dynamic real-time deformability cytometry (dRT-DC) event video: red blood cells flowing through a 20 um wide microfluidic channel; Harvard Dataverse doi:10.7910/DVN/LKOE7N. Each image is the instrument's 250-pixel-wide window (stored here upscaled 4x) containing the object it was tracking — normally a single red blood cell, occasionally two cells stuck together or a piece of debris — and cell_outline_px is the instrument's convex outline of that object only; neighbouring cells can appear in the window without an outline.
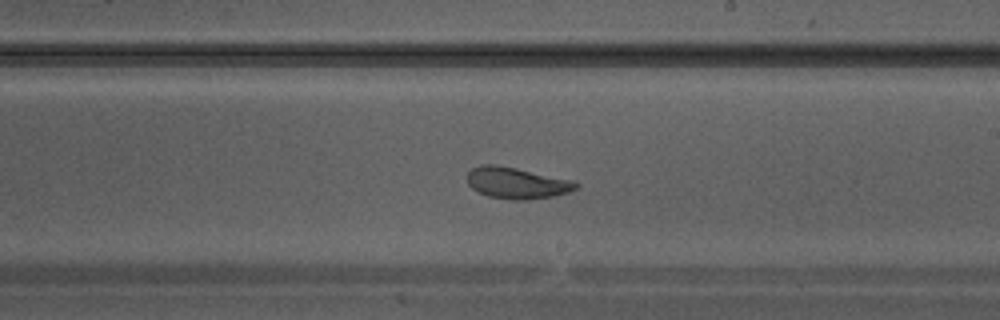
{"species": "Egyptian fruit bat (a non-hibernating species)", "species_latin": "Rousettus aegyptiacus", "temperature_condition": "warm", "stored_images_in_passage": 33, "camera_frame_rate_fps": 3000, "um_per_image_px": 0.085, "animal": {"sex": "male"}, "frame": {"image": 1, "passage_image": 19, "time_ms": 6.0, "image_size_px": [1000, 320], "cell_outline_px": [[580, 184], [576, 188], [568, 192], [552, 196], [524, 200], [512, 200], [488, 196], [472, 188], [468, 184], [468, 172], [472, 168], [480, 164], [496, 164], [516, 168], [572, 180]], "centroid_in_image_um": [43.9, 15.54], "position_along_channel_um": 245.1, "area_um2": 19.71}}